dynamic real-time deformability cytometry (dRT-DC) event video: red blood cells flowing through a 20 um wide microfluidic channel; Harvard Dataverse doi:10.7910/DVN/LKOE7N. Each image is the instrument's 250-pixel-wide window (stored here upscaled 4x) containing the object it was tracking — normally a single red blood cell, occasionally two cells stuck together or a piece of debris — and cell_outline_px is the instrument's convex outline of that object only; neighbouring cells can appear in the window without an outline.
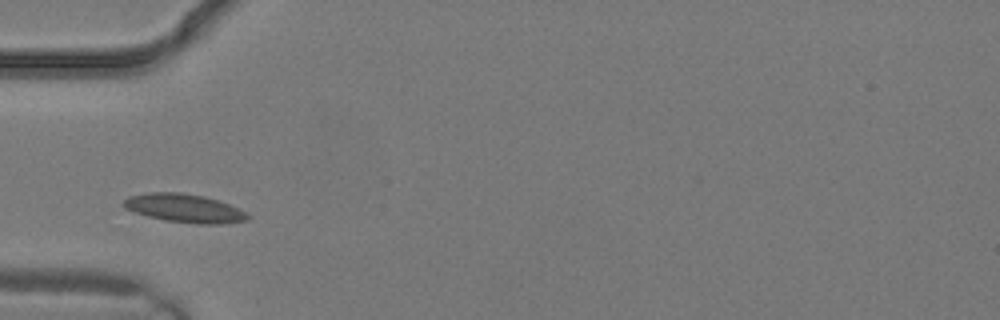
{"species": "common noctule bat (a hibernating species)", "species_latin": "Nyctalus noctula", "temperature_condition": "warm", "stored_images_in_passage": 1, "camera_frame_rate_fps": 3000, "um_per_image_px": 0.085, "animal": {"sex": "male", "body_mass_g": 19.2, "forearm_length_mm": 51.8}, "frame": {"image": 1, "passage_image": 1, "time_ms": 0.0, "image_size_px": [1000, 320], "cell_outline_px": [[252, 216], [248, 220], [220, 224], [196, 224], [164, 220], [148, 216], [124, 208], [120, 204], [128, 196], [148, 192], [180, 192], [204, 196], [228, 204]], "centroid_in_image_um": [15.63, 17.7], "position_along_channel_um": 69.4, "area_um2": 20.58}}